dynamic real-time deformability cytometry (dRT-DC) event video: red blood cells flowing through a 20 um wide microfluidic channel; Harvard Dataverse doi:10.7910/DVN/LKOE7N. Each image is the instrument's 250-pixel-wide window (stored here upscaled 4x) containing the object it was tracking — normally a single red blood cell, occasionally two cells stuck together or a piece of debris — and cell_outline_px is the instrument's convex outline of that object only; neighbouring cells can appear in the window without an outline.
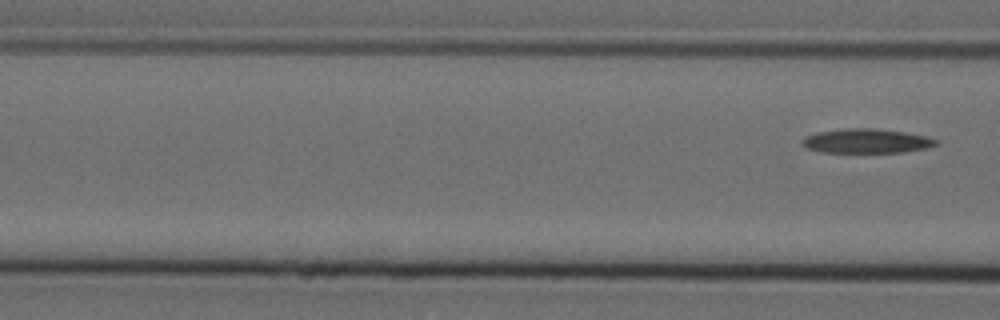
{"species": "Egyptian fruit bat (a non-hibernating species)", "species_latin": "Rousettus aegyptiacus", "temperature_condition": "cold", "stored_images_in_passage": 7, "segment_of_instrument_passage": [2, 2], "camera_frame_rate_fps": 3000, "um_per_image_px": 0.085, "animal": {"sex": "female"}, "frame": {"image": 1, "passage_image": 7, "time_ms": 2.0, "image_size_px": [1000, 320], "cell_outline_px": [[940, 140], [936, 144], [924, 148], [904, 152], [820, 152], [808, 148], [800, 144], [800, 140], [804, 136], [816, 132], [844, 128], [876, 128], [904, 132], [928, 136]], "centroid_in_image_um": [73.61, 11.97], "position_along_channel_um": 93.0, "area_um2": 19.13}}